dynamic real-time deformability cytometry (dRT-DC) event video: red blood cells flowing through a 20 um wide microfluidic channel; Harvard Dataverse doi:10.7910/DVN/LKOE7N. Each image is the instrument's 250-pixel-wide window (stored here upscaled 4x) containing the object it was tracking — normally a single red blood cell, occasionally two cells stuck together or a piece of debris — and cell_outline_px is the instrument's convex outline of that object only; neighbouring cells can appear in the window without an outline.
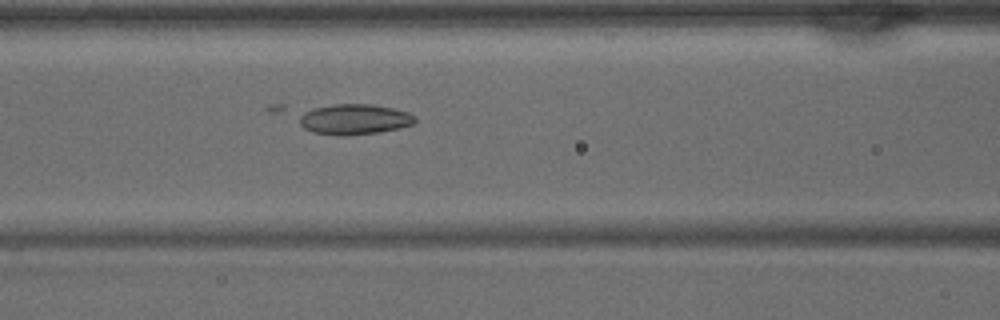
{"species": "common noctule bat (a hibernating species)", "species_latin": "Nyctalus noctula", "temperature_condition": "warm", "stored_images_in_passage": 41, "camera_frame_rate_fps": 3000, "um_per_image_px": 0.085, "animal": {"sex": "male", "body_mass_g": 15.6}, "frame": {"image": 1, "passage_image": 17, "time_ms": 5.333, "image_size_px": [1000, 320], "cell_outline_px": [[416, 120], [412, 124], [400, 128], [380, 132], [344, 136], [340, 136], [312, 132], [304, 128], [300, 124], [300, 116], [304, 112], [312, 108], [332, 104], [372, 104], [392, 108], [408, 112], [416, 116]], "centroid_in_image_um": [30.13, 10.14], "position_along_channel_um": 136.5, "area_um2": 20.63}}
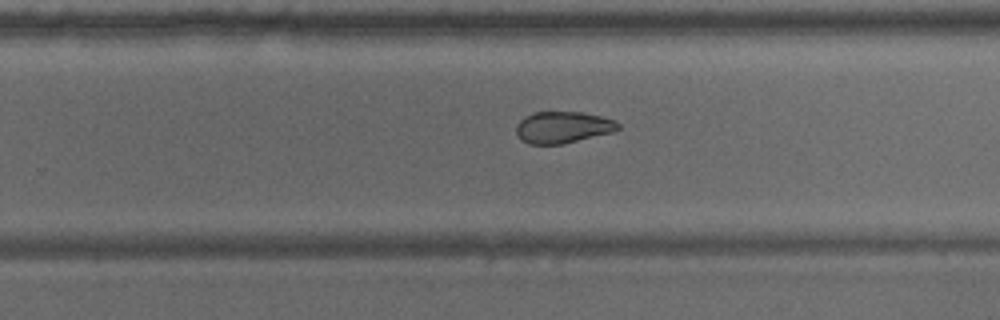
{"frame": {"image": 2, "passage_image": 26, "time_ms": 8.333, "image_size_px": [1000, 320], "cell_outline_px": [[620, 128], [612, 132], [564, 144], [528, 144], [520, 140], [516, 132], [516, 124], [524, 116], [532, 112], [580, 112], [600, 116], [616, 120], [620, 124]], "centroid_in_image_um": [47.82, 10.82], "position_along_channel_um": 282.0, "area_um2": 18.96}}
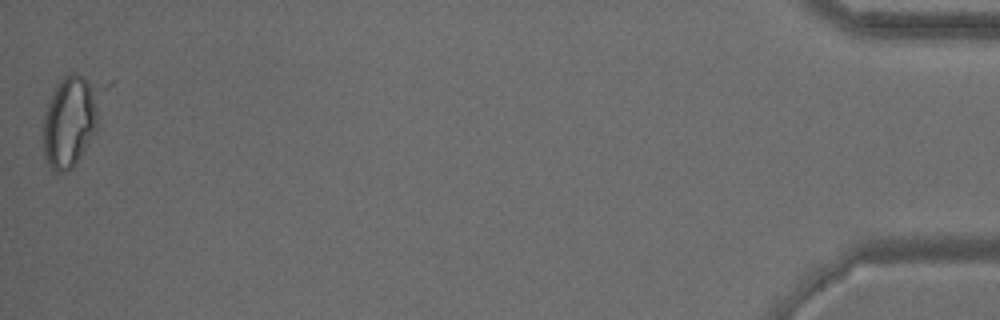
{"frame": {"image": 3, "passage_image": 41, "time_ms": 13.333, "image_size_px": [1000, 320], "cell_outline_px": [[116, 80], [96, 132], [72, 168], [64, 172], [52, 172], [44, 156], [40, 128], [48, 104], [56, 84], [64, 76], [72, 72], [76, 72]], "centroid_in_image_um": [6.22, 10.02], "position_along_channel_um": 429.0, "area_um2": 34.56}}